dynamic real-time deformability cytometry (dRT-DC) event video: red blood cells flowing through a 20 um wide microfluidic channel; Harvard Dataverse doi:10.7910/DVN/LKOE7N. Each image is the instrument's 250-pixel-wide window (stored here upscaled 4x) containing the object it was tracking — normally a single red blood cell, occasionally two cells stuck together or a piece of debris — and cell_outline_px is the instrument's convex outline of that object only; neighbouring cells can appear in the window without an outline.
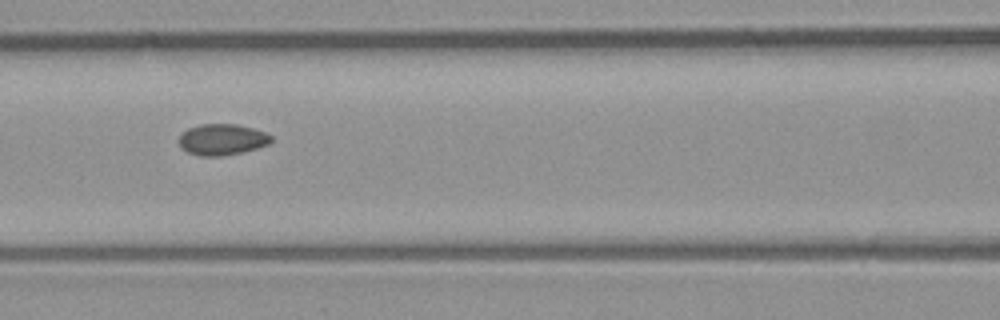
{"species": "common noctule bat (a hibernating species)", "species_latin": "Nyctalus noctula", "temperature_condition": "room temperature", "stored_images_in_passage": 10, "segment_of_instrument_passage": [1, 2], "camera_frame_rate_fps": 3000, "um_per_image_px": 0.085, "animal": {"sex": "male", "body_mass_g": 23.1, "forearm_length_mm": 52.7}, "frame": {"image": 1, "passage_image": 6, "time_ms": 1.667, "image_size_px": [1000, 320], "cell_outline_px": [[272, 140], [268, 144], [256, 148], [240, 152], [220, 156], [200, 156], [188, 152], [180, 148], [180, 136], [188, 128], [200, 124], [236, 124], [252, 128], [264, 132], [272, 136]], "centroid_in_image_um": [18.86, 11.85], "position_along_channel_um": 147.7, "area_um2": 16.53}}
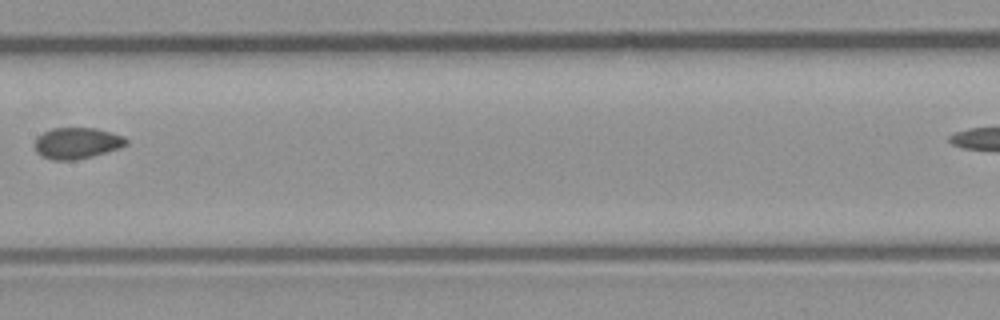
{"frame": {"image": 2, "passage_image": 7, "time_ms": 2.0, "image_size_px": [1000, 320], "cell_outline_px": [[128, 144], [92, 156], [72, 160], [52, 160], [40, 156], [36, 152], [36, 140], [44, 132], [52, 128], [96, 128], [112, 132], [124, 136], [128, 140]], "centroid_in_image_um": [6.54, 12.16], "position_along_channel_um": 200.9, "area_um2": 16.42}}
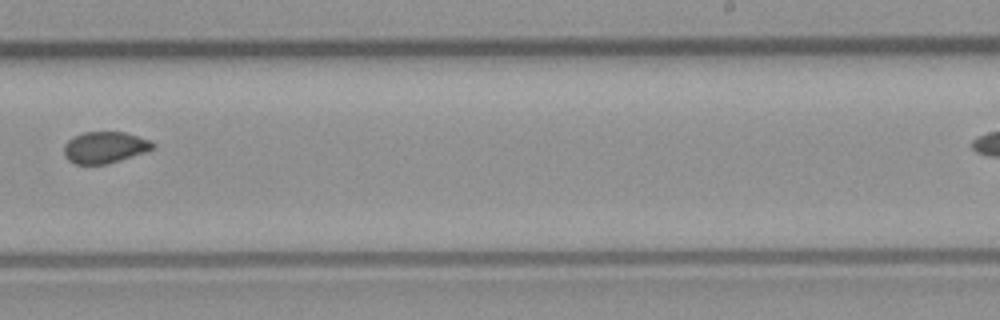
{"frame": {"image": 3, "passage_image": 9, "time_ms": 2.667, "image_size_px": [1000, 320], "cell_outline_px": [[156, 148], [108, 164], [76, 164], [68, 160], [64, 156], [64, 144], [68, 140], [84, 132], [124, 132], [148, 140], [156, 144]], "centroid_in_image_um": [8.9, 12.53], "position_along_channel_um": 280.1, "area_um2": 16.18}}